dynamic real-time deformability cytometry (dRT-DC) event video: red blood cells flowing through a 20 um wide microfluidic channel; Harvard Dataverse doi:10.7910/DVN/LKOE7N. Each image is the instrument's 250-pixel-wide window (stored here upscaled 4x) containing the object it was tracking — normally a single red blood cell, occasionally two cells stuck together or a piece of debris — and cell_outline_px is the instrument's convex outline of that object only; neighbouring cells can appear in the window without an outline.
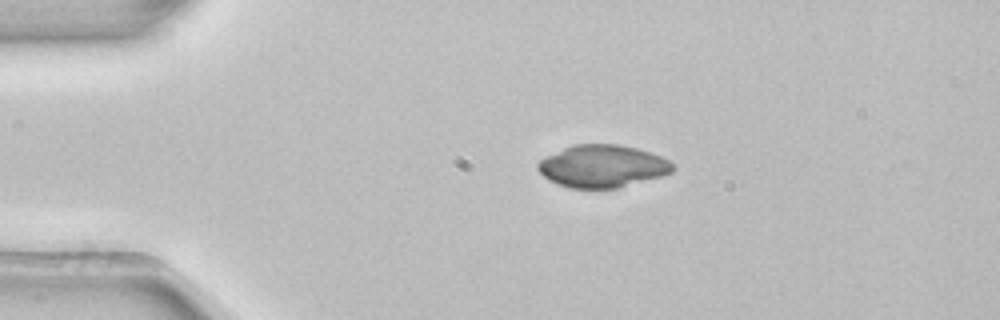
{"species": "common noctule bat (a hibernating species)", "species_latin": "Nyctalus noctula", "temperature_condition": "room temperature", "stored_images_in_passage": 3, "camera_frame_rate_fps": 3000, "um_per_image_px": 0.085, "animal": {"sex": "female", "body_mass_g": 22.7, "forearm_length_mm": 54.2}, "frame": {"image": 1, "passage_image": 2, "time_ms": 0.333, "image_size_px": [1000, 320], "cell_outline_px": [[676, 168], [672, 172], [660, 176], [616, 188], [568, 188], [556, 184], [548, 180], [536, 168], [536, 164], [540, 160], [564, 148], [576, 144], [620, 144], [652, 152], [668, 160]], "centroid_in_image_um": [51.19, 14.12], "position_along_channel_um": 33.8, "area_um2": 33.23}}